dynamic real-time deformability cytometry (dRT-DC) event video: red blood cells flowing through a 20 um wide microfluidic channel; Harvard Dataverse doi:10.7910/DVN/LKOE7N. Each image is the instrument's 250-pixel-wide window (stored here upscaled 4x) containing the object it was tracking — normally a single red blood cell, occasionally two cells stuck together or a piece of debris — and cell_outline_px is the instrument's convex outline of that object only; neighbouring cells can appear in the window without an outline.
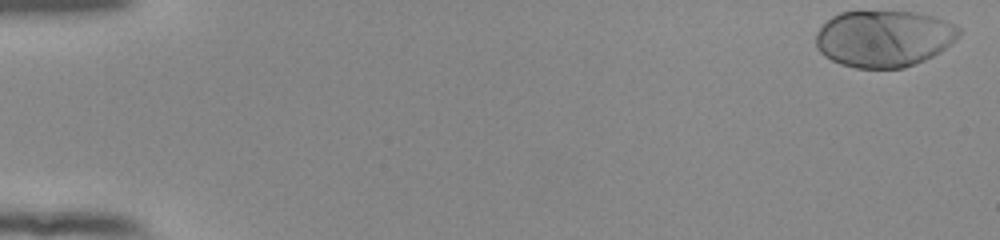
{"species": "human", "species_latin": "Homo sapiens", "temperature_condition": "room temperature", "stored_images_in_passage": 53, "camera_frame_rate_fps": 3000, "um_per_image_px": 0.085, "donor": {"sex": "female"}, "frame": {"image": 1, "passage_image": 1, "time_ms": 0.0, "image_size_px": [1000, 240], "cell_outline_px": [[960, 36], [940, 52], [924, 60], [904, 68], [856, 68], [840, 64], [824, 56], [816, 48], [816, 32], [832, 16], [840, 12], [916, 12], [932, 16], [956, 24], [960, 28]], "centroid_in_image_um": [75.13, 3.28], "position_along_channel_um": 9.9, "area_um2": 47.22}}
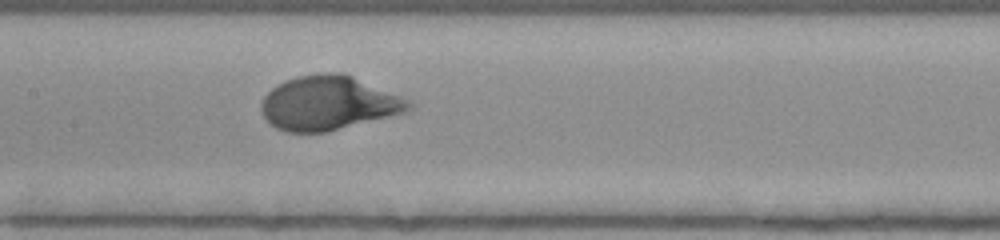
{"frame": {"image": 2, "passage_image": 27, "time_ms": 8.667, "image_size_px": [1000, 240], "cell_outline_px": [[412, 108], [404, 112], [324, 132], [284, 132], [276, 128], [264, 116], [260, 108], [260, 104], [264, 96], [276, 84], [284, 80], [296, 76], [324, 72], [340, 72], [352, 76], [400, 96], [408, 100], [412, 104]], "centroid_in_image_um": [27.86, 8.74], "position_along_channel_um": 179.5, "area_um2": 46.01}}
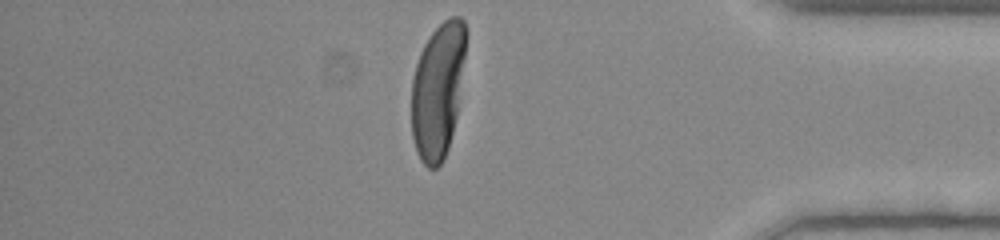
{"frame": {"image": 3, "passage_image": 46, "time_ms": 15.0, "image_size_px": [1000, 240], "cell_outline_px": [[468, 32], [456, 116], [448, 148], [444, 160], [436, 168], [428, 168], [420, 160], [416, 152], [412, 136], [412, 80], [416, 64], [420, 52], [424, 44], [432, 32], [444, 20], [452, 16], [460, 16], [464, 20]], "centroid_in_image_um": [37.22, 7.66], "position_along_channel_um": 398.0, "area_um2": 43.0}}